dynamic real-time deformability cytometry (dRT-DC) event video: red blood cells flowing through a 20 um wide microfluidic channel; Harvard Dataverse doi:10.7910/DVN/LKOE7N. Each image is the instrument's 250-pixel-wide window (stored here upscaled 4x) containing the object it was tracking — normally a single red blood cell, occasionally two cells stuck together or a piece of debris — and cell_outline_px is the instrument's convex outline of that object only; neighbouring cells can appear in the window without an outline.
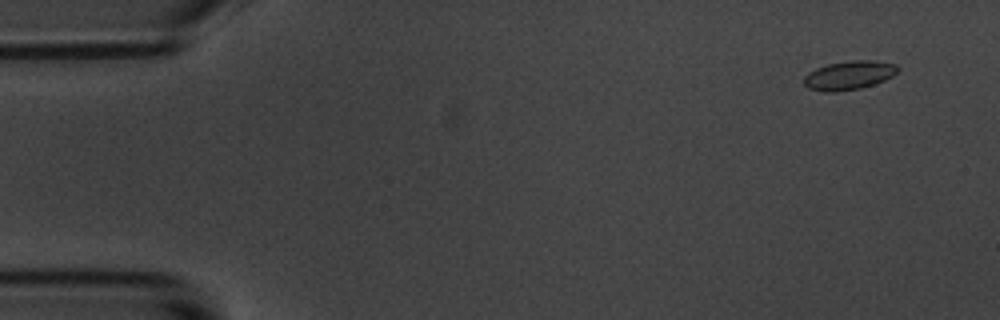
{"species": "common noctule bat (a hibernating species)", "species_latin": "Nyctalus noctula", "temperature_condition": "room temperature", "stored_images_in_passage": 58, "camera_frame_rate_fps": 3000, "um_per_image_px": 0.085, "animal": {"sex": "male", "body_mass_g": 20.1, "forearm_length_mm": 53.5}, "frame": {"image": 1, "passage_image": 4, "time_ms": 1.0, "image_size_px": [1000, 320], "cell_outline_px": [[900, 68], [892, 76], [884, 80], [860, 88], [836, 92], [824, 92], [808, 88], [804, 84], [804, 76], [808, 72], [816, 68], [828, 64], [852, 60], [876, 60], [896, 64]], "centroid_in_image_um": [72.15, 6.39], "position_along_channel_um": 12.8, "area_um2": 15.78}}
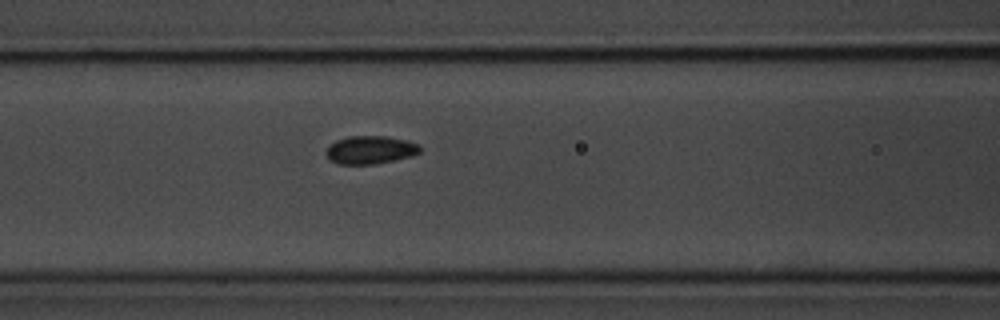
{"frame": {"image": 2, "passage_image": 24, "time_ms": 7.667, "image_size_px": [1000, 320], "cell_outline_px": [[420, 152], [412, 156], [372, 164], [340, 164], [328, 160], [324, 152], [336, 140], [348, 136], [388, 136], [408, 140], [420, 144]], "centroid_in_image_um": [31.47, 12.73], "position_along_channel_um": 135.1, "area_um2": 15.43}}
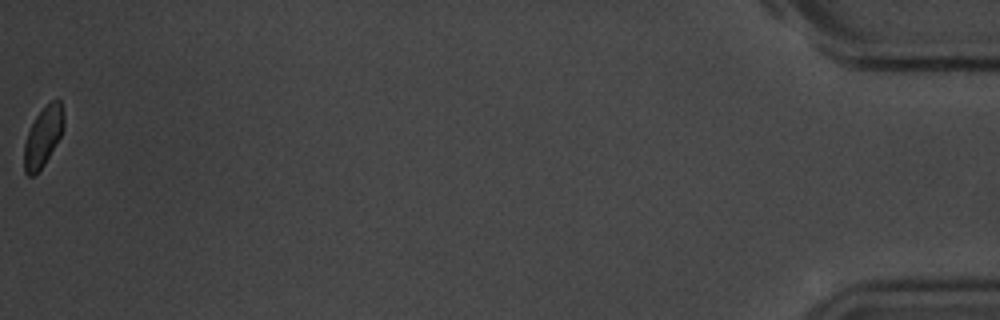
{"frame": {"image": 3, "passage_image": 58, "time_ms": 19.0, "image_size_px": [1000, 320], "cell_outline_px": [[64, 128], [60, 136], [44, 164], [32, 176], [28, 176], [24, 172], [24, 144], [28, 132], [36, 116], [52, 100], [60, 100], [64, 116]], "centroid_in_image_um": [3.66, 11.62], "position_along_channel_um": 431.5, "area_um2": 13.47}, "authors_computed_cell_mechanics": {"area_um2": 15.1436, "velocity_mm_per_s": 3.4929, "shape_relaxation_time_tau1_ms": 4.4778, "shape_relaxation_time_tau2_ms": 1.4225, "deformation_change_tau1": 0.1032, "deformation_change_tau2": 0.0406}}